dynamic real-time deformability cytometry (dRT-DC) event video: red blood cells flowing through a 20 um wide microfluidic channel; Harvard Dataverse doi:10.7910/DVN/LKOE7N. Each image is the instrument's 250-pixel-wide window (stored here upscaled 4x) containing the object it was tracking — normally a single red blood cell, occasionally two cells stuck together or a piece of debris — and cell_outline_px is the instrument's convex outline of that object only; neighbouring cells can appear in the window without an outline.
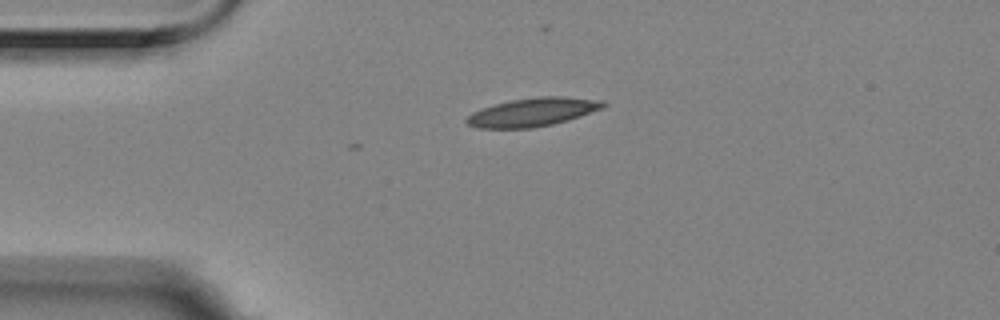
{"species": "Egyptian fruit bat (a non-hibernating species)", "species_latin": "Rousettus aegyptiacus", "temperature_condition": "room temperature", "stored_images_in_passage": 2, "camera_frame_rate_fps": 3000, "um_per_image_px": 0.085, "animal": {"sex": "female"}, "frame": {"image": 1, "passage_image": 2, "time_ms": 0.333, "image_size_px": [1000, 320], "cell_outline_px": [[608, 104], [604, 108], [568, 120], [552, 124], [532, 128], [480, 128], [468, 124], [464, 120], [472, 112], [480, 108], [512, 100], [540, 96], [564, 96], [604, 100]], "centroid_in_image_um": [45.32, 9.52], "position_along_channel_um": 39.7, "area_um2": 22.72}}